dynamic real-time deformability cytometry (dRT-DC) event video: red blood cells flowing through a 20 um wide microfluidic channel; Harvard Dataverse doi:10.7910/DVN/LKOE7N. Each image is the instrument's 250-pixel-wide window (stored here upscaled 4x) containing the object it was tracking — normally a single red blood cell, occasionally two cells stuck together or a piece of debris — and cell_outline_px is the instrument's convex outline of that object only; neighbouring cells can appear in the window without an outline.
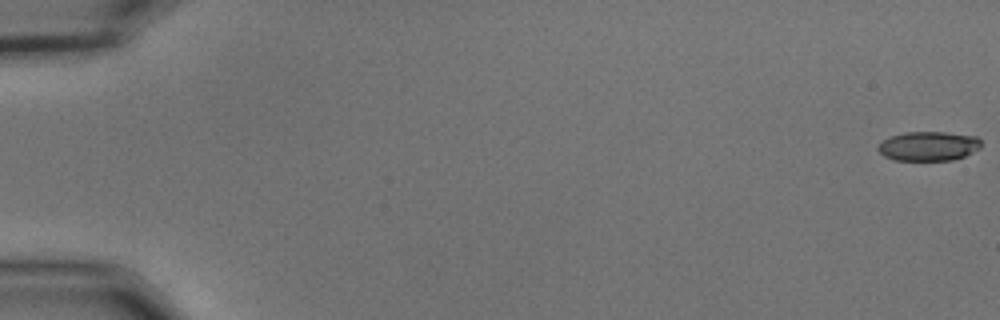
{"species": "common noctule bat (a hibernating species)", "species_latin": "Nyctalus noctula", "temperature_condition": "cold", "stored_images_in_passage": 18, "camera_frame_rate_fps": 3000, "um_per_image_px": 0.085, "animal": {"sex": "male", "body_mass_g": 15.6}, "frame": {"image": 1, "passage_image": 1, "time_ms": 0.0, "image_size_px": [1000, 320], "cell_outline_px": [[980, 148], [964, 156], [952, 160], [896, 160], [884, 156], [876, 148], [884, 140], [892, 136], [904, 132], [944, 132], [976, 136], [980, 140]], "centroid_in_image_um": [78.92, 12.42], "position_along_channel_um": 6.1, "area_um2": 17.46}}
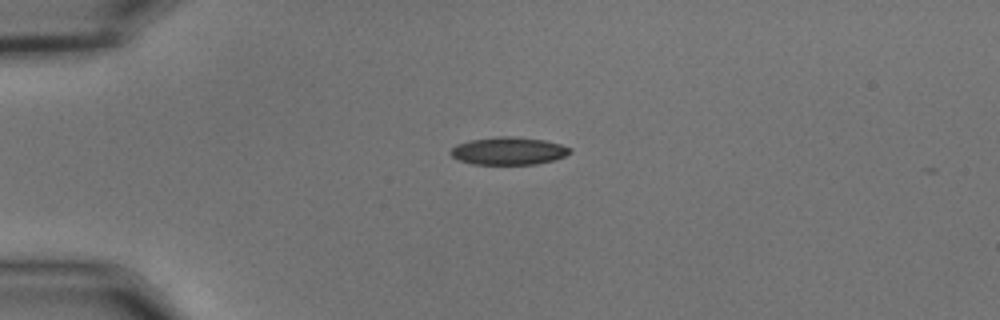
{"frame": {"image": 2, "passage_image": 15, "time_ms": 4.667, "image_size_px": [1000, 320], "cell_outline_px": [[572, 152], [564, 156], [552, 160], [536, 164], [472, 164], [460, 160], [452, 156], [448, 152], [456, 144], [468, 140], [496, 136], [508, 136], [544, 140], [560, 144], [572, 148]], "centroid_in_image_um": [43.2, 12.82], "position_along_channel_um": 41.8, "area_um2": 19.25}}